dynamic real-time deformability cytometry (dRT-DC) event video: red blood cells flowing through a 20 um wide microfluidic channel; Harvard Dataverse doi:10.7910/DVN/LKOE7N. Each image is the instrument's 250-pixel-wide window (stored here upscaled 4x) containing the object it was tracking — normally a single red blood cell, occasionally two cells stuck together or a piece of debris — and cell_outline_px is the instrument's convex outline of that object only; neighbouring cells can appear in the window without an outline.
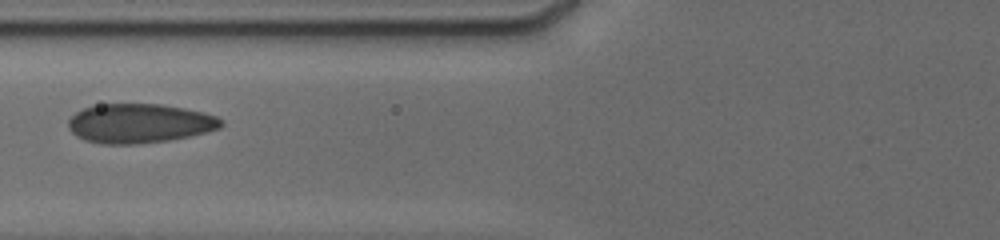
{"species": "human", "species_latin": "Homo sapiens", "temperature_condition": "cold", "stored_images_in_passage": 21, "camera_frame_rate_fps": 3000, "um_per_image_px": 0.085, "donor": {"sex": "male"}, "frame": {"image": 1, "passage_image": 3, "time_ms": 2.333, "image_size_px": [1000, 240], "cell_outline_px": [[224, 124], [220, 128], [188, 136], [168, 140], [136, 144], [104, 144], [84, 140], [76, 136], [68, 128], [68, 120], [76, 112], [84, 108], [100, 104], [160, 104], [184, 108], [204, 112], [216, 116]], "centroid_in_image_um": [11.83, 10.48], "position_along_channel_um": 114.0, "area_um2": 34.85}}
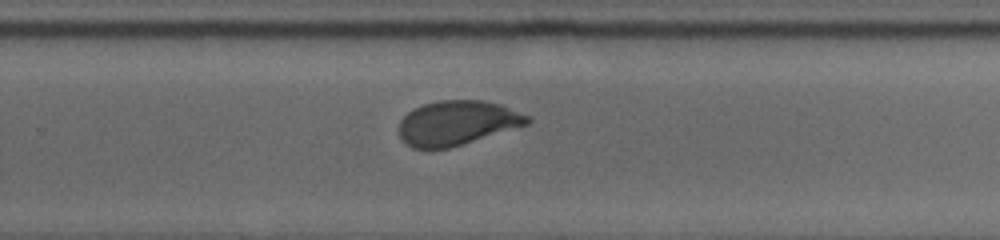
{"frame": {"image": 2, "passage_image": 8, "time_ms": 7.0, "image_size_px": [1000, 240], "cell_outline_px": [[532, 120], [528, 124], [448, 148], [412, 148], [400, 136], [400, 120], [408, 112], [424, 104], [440, 100], [484, 100], [500, 104], [528, 116]], "centroid_in_image_um": [38.86, 10.43], "position_along_channel_um": 290.9, "area_um2": 32.71}}
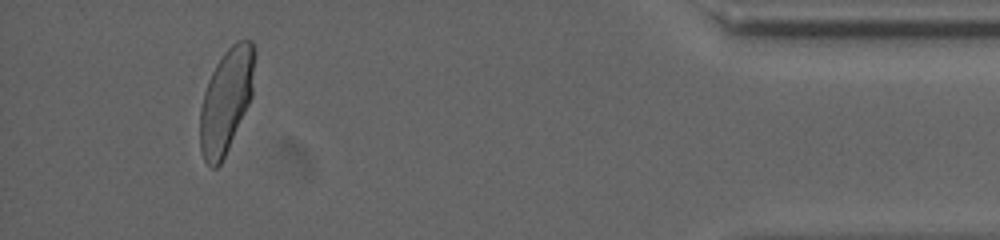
{"frame": {"image": 3, "passage_image": 19, "time_ms": 11.667, "image_size_px": [1000, 240], "cell_outline_px": [[256, 52], [252, 96], [228, 148], [220, 164], [216, 168], [212, 168], [204, 160], [200, 148], [200, 108], [204, 92], [208, 80], [216, 64], [224, 52], [236, 40], [252, 40]], "centroid_in_image_um": [19.23, 8.5], "position_along_channel_um": 416.0, "area_um2": 33.06}, "authors_computed_cell_mechanics": {"area_um2": 33.6396, "velocity_mm_per_s": 3.7997, "shape_relaxation_time_tau1_ms": 4.5183, "shape_relaxation_time_tau2_ms": null, "deformation_change_tau1": 0.1203, "deformation_change_tau2": null}}